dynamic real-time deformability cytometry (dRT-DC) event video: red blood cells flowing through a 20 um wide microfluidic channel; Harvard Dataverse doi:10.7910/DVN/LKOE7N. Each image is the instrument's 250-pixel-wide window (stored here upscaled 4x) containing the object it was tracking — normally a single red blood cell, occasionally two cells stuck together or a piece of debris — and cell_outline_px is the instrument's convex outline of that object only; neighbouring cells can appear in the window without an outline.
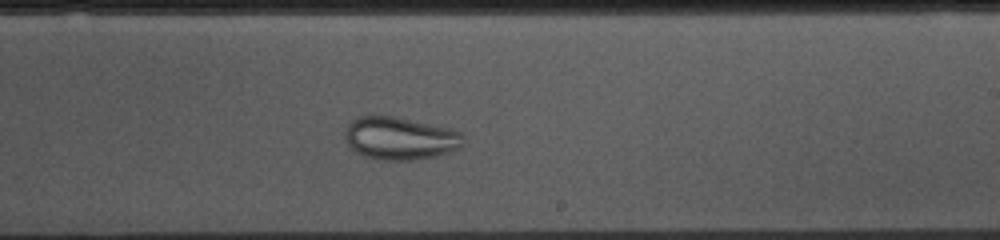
{"species": "common noctule bat (a hibernating species)", "species_latin": "Nyctalus noctula", "temperature_condition": "cold", "stored_images_in_passage": 45, "camera_frame_rate_fps": 3000, "um_per_image_px": 0.085, "animal": {"sex": "female", "body_mass_g": 10.0, "forearm_length_mm": 53.1}, "frame": {"image": 1, "passage_image": 29, "time_ms": 9.333, "image_size_px": [1000, 240], "cell_outline_px": [[464, 144], [460, 148], [436, 156], [416, 160], [376, 160], [364, 156], [356, 152], [348, 144], [344, 136], [344, 128], [352, 120], [360, 116], [392, 116], [452, 128], [460, 132], [464, 136]], "centroid_in_image_um": [34.01, 11.76], "position_along_channel_um": 255.0, "area_um2": 29.77}}
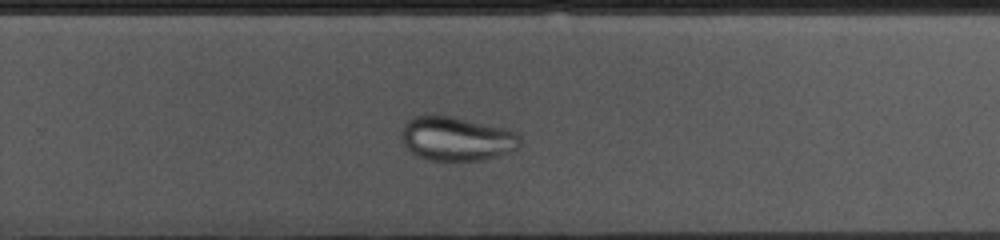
{"frame": {"image": 2, "passage_image": 32, "time_ms": 10.333, "image_size_px": [1000, 240], "cell_outline_px": [[520, 144], [516, 148], [508, 152], [496, 156], [480, 160], [428, 160], [412, 152], [404, 144], [400, 136], [400, 132], [404, 124], [408, 120], [416, 116], [436, 112], [508, 128], [516, 132], [520, 136]], "centroid_in_image_um": [38.79, 11.74], "position_along_channel_um": 291.0, "area_um2": 30.92}}
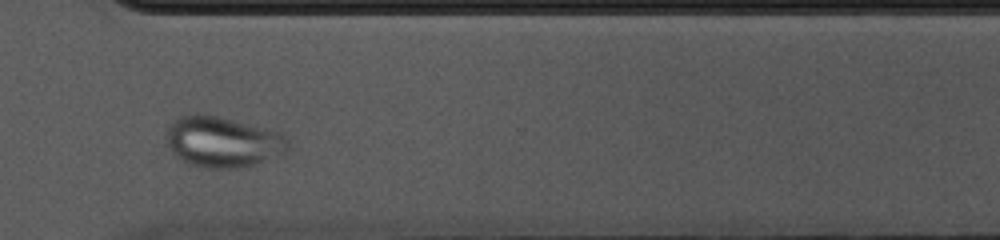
{"frame": {"image": 3, "passage_image": 37, "time_ms": 12.0, "image_size_px": [1000, 240], "cell_outline_px": [[288, 148], [284, 152], [256, 164], [244, 168], [208, 168], [192, 164], [180, 160], [172, 152], [168, 144], [168, 128], [172, 120], [180, 116], [200, 112], [268, 128], [280, 132], [288, 140]], "centroid_in_image_um": [18.92, 12.04], "position_along_channel_um": 351.7, "area_um2": 35.95}}